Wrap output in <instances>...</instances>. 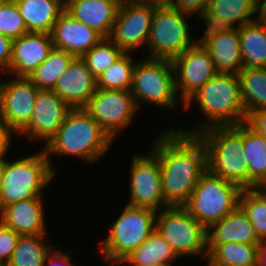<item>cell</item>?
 <instances>
[{
    "mask_svg": "<svg viewBox=\"0 0 266 266\" xmlns=\"http://www.w3.org/2000/svg\"><path fill=\"white\" fill-rule=\"evenodd\" d=\"M116 1H118L120 4L123 2V1H125V0H116Z\"/></svg>",
    "mask_w": 266,
    "mask_h": 266,
    "instance_id": "f907efd6",
    "label": "cell"
},
{
    "mask_svg": "<svg viewBox=\"0 0 266 266\" xmlns=\"http://www.w3.org/2000/svg\"><path fill=\"white\" fill-rule=\"evenodd\" d=\"M53 47L82 57L104 37L88 25L78 21L66 10L53 25L50 33Z\"/></svg>",
    "mask_w": 266,
    "mask_h": 266,
    "instance_id": "d6986e66",
    "label": "cell"
},
{
    "mask_svg": "<svg viewBox=\"0 0 266 266\" xmlns=\"http://www.w3.org/2000/svg\"><path fill=\"white\" fill-rule=\"evenodd\" d=\"M123 54L124 52L110 38H103L81 58L92 74L98 78Z\"/></svg>",
    "mask_w": 266,
    "mask_h": 266,
    "instance_id": "e575fe53",
    "label": "cell"
},
{
    "mask_svg": "<svg viewBox=\"0 0 266 266\" xmlns=\"http://www.w3.org/2000/svg\"><path fill=\"white\" fill-rule=\"evenodd\" d=\"M43 198L35 197L5 206L0 211V221L19 235H48Z\"/></svg>",
    "mask_w": 266,
    "mask_h": 266,
    "instance_id": "44dd1931",
    "label": "cell"
},
{
    "mask_svg": "<svg viewBox=\"0 0 266 266\" xmlns=\"http://www.w3.org/2000/svg\"><path fill=\"white\" fill-rule=\"evenodd\" d=\"M157 6L125 0L120 4L110 39L124 52L146 49Z\"/></svg>",
    "mask_w": 266,
    "mask_h": 266,
    "instance_id": "4fadbf2b",
    "label": "cell"
},
{
    "mask_svg": "<svg viewBox=\"0 0 266 266\" xmlns=\"http://www.w3.org/2000/svg\"><path fill=\"white\" fill-rule=\"evenodd\" d=\"M28 32L51 33L53 25L65 10L60 0H18L15 2Z\"/></svg>",
    "mask_w": 266,
    "mask_h": 266,
    "instance_id": "d4e9b609",
    "label": "cell"
},
{
    "mask_svg": "<svg viewBox=\"0 0 266 266\" xmlns=\"http://www.w3.org/2000/svg\"><path fill=\"white\" fill-rule=\"evenodd\" d=\"M207 151V169L241 189H248V164L243 156V123L212 126L197 134Z\"/></svg>",
    "mask_w": 266,
    "mask_h": 266,
    "instance_id": "277c9868",
    "label": "cell"
},
{
    "mask_svg": "<svg viewBox=\"0 0 266 266\" xmlns=\"http://www.w3.org/2000/svg\"><path fill=\"white\" fill-rule=\"evenodd\" d=\"M19 236L0 221V265L9 263Z\"/></svg>",
    "mask_w": 266,
    "mask_h": 266,
    "instance_id": "8d00e7d4",
    "label": "cell"
},
{
    "mask_svg": "<svg viewBox=\"0 0 266 266\" xmlns=\"http://www.w3.org/2000/svg\"><path fill=\"white\" fill-rule=\"evenodd\" d=\"M176 259L181 258L175 253L164 238L154 230L146 241L125 258L119 266H148L150 264L172 266Z\"/></svg>",
    "mask_w": 266,
    "mask_h": 266,
    "instance_id": "4316f807",
    "label": "cell"
},
{
    "mask_svg": "<svg viewBox=\"0 0 266 266\" xmlns=\"http://www.w3.org/2000/svg\"><path fill=\"white\" fill-rule=\"evenodd\" d=\"M142 154L131 158L127 205L158 212L169 207L162 192L159 160L149 149Z\"/></svg>",
    "mask_w": 266,
    "mask_h": 266,
    "instance_id": "7c38bea8",
    "label": "cell"
},
{
    "mask_svg": "<svg viewBox=\"0 0 266 266\" xmlns=\"http://www.w3.org/2000/svg\"><path fill=\"white\" fill-rule=\"evenodd\" d=\"M3 1L16 2L18 0H3Z\"/></svg>",
    "mask_w": 266,
    "mask_h": 266,
    "instance_id": "681fc988",
    "label": "cell"
},
{
    "mask_svg": "<svg viewBox=\"0 0 266 266\" xmlns=\"http://www.w3.org/2000/svg\"><path fill=\"white\" fill-rule=\"evenodd\" d=\"M13 39L0 34V75L8 74L12 58Z\"/></svg>",
    "mask_w": 266,
    "mask_h": 266,
    "instance_id": "f35d334b",
    "label": "cell"
},
{
    "mask_svg": "<svg viewBox=\"0 0 266 266\" xmlns=\"http://www.w3.org/2000/svg\"><path fill=\"white\" fill-rule=\"evenodd\" d=\"M237 77L246 119L253 112L266 109V67L242 68Z\"/></svg>",
    "mask_w": 266,
    "mask_h": 266,
    "instance_id": "f1b7e54d",
    "label": "cell"
},
{
    "mask_svg": "<svg viewBox=\"0 0 266 266\" xmlns=\"http://www.w3.org/2000/svg\"><path fill=\"white\" fill-rule=\"evenodd\" d=\"M26 33L28 30L16 3L0 0V34L14 40Z\"/></svg>",
    "mask_w": 266,
    "mask_h": 266,
    "instance_id": "d590c367",
    "label": "cell"
},
{
    "mask_svg": "<svg viewBox=\"0 0 266 266\" xmlns=\"http://www.w3.org/2000/svg\"><path fill=\"white\" fill-rule=\"evenodd\" d=\"M242 190L207 169L183 207L207 229L239 206Z\"/></svg>",
    "mask_w": 266,
    "mask_h": 266,
    "instance_id": "ba28073f",
    "label": "cell"
},
{
    "mask_svg": "<svg viewBox=\"0 0 266 266\" xmlns=\"http://www.w3.org/2000/svg\"><path fill=\"white\" fill-rule=\"evenodd\" d=\"M17 135L6 123L3 117L0 115V156H6L7 151L12 148L11 142L14 136Z\"/></svg>",
    "mask_w": 266,
    "mask_h": 266,
    "instance_id": "60d3db41",
    "label": "cell"
},
{
    "mask_svg": "<svg viewBox=\"0 0 266 266\" xmlns=\"http://www.w3.org/2000/svg\"><path fill=\"white\" fill-rule=\"evenodd\" d=\"M75 58V55L53 47L47 59L32 72L28 79L38 89L52 90L59 77L67 70Z\"/></svg>",
    "mask_w": 266,
    "mask_h": 266,
    "instance_id": "1f68e13d",
    "label": "cell"
},
{
    "mask_svg": "<svg viewBox=\"0 0 266 266\" xmlns=\"http://www.w3.org/2000/svg\"><path fill=\"white\" fill-rule=\"evenodd\" d=\"M243 156L248 164V189L266 187V138L243 122Z\"/></svg>",
    "mask_w": 266,
    "mask_h": 266,
    "instance_id": "484cf974",
    "label": "cell"
},
{
    "mask_svg": "<svg viewBox=\"0 0 266 266\" xmlns=\"http://www.w3.org/2000/svg\"><path fill=\"white\" fill-rule=\"evenodd\" d=\"M255 0H210L208 8L196 19L204 23L203 34L212 35L253 22Z\"/></svg>",
    "mask_w": 266,
    "mask_h": 266,
    "instance_id": "e0dca14e",
    "label": "cell"
},
{
    "mask_svg": "<svg viewBox=\"0 0 266 266\" xmlns=\"http://www.w3.org/2000/svg\"><path fill=\"white\" fill-rule=\"evenodd\" d=\"M246 123L266 138V109L253 112L246 119Z\"/></svg>",
    "mask_w": 266,
    "mask_h": 266,
    "instance_id": "b9f144b4",
    "label": "cell"
},
{
    "mask_svg": "<svg viewBox=\"0 0 266 266\" xmlns=\"http://www.w3.org/2000/svg\"><path fill=\"white\" fill-rule=\"evenodd\" d=\"M210 0H174L171 5L174 9L190 14L195 17H200L208 8Z\"/></svg>",
    "mask_w": 266,
    "mask_h": 266,
    "instance_id": "74e56055",
    "label": "cell"
},
{
    "mask_svg": "<svg viewBox=\"0 0 266 266\" xmlns=\"http://www.w3.org/2000/svg\"><path fill=\"white\" fill-rule=\"evenodd\" d=\"M48 238L47 235H20L6 266H43L45 258L54 248L52 243L47 244L53 241Z\"/></svg>",
    "mask_w": 266,
    "mask_h": 266,
    "instance_id": "4dcf8cb0",
    "label": "cell"
},
{
    "mask_svg": "<svg viewBox=\"0 0 266 266\" xmlns=\"http://www.w3.org/2000/svg\"><path fill=\"white\" fill-rule=\"evenodd\" d=\"M114 140L106 131L84 110L71 109L56 134L42 149L56 173V165L51 156H72L91 164L101 160L108 151H111Z\"/></svg>",
    "mask_w": 266,
    "mask_h": 266,
    "instance_id": "3957f363",
    "label": "cell"
},
{
    "mask_svg": "<svg viewBox=\"0 0 266 266\" xmlns=\"http://www.w3.org/2000/svg\"><path fill=\"white\" fill-rule=\"evenodd\" d=\"M227 242L260 243L251 222L240 206L207 228V244Z\"/></svg>",
    "mask_w": 266,
    "mask_h": 266,
    "instance_id": "cb8c5ba5",
    "label": "cell"
},
{
    "mask_svg": "<svg viewBox=\"0 0 266 266\" xmlns=\"http://www.w3.org/2000/svg\"><path fill=\"white\" fill-rule=\"evenodd\" d=\"M11 160L7 159L3 171L0 211L21 200L43 197V189L57 176L42 148L27 157Z\"/></svg>",
    "mask_w": 266,
    "mask_h": 266,
    "instance_id": "5b68a950",
    "label": "cell"
},
{
    "mask_svg": "<svg viewBox=\"0 0 266 266\" xmlns=\"http://www.w3.org/2000/svg\"><path fill=\"white\" fill-rule=\"evenodd\" d=\"M258 246L259 244L237 242L207 244L205 266H257Z\"/></svg>",
    "mask_w": 266,
    "mask_h": 266,
    "instance_id": "83f0119b",
    "label": "cell"
},
{
    "mask_svg": "<svg viewBox=\"0 0 266 266\" xmlns=\"http://www.w3.org/2000/svg\"><path fill=\"white\" fill-rule=\"evenodd\" d=\"M239 206L246 213L258 239L266 238V187L242 190Z\"/></svg>",
    "mask_w": 266,
    "mask_h": 266,
    "instance_id": "d6a6232c",
    "label": "cell"
},
{
    "mask_svg": "<svg viewBox=\"0 0 266 266\" xmlns=\"http://www.w3.org/2000/svg\"><path fill=\"white\" fill-rule=\"evenodd\" d=\"M257 266H266V238L262 239L258 246Z\"/></svg>",
    "mask_w": 266,
    "mask_h": 266,
    "instance_id": "ee69618b",
    "label": "cell"
},
{
    "mask_svg": "<svg viewBox=\"0 0 266 266\" xmlns=\"http://www.w3.org/2000/svg\"><path fill=\"white\" fill-rule=\"evenodd\" d=\"M7 159L8 158L6 156H0V190H1L3 171H4V168H5Z\"/></svg>",
    "mask_w": 266,
    "mask_h": 266,
    "instance_id": "bcb514c9",
    "label": "cell"
},
{
    "mask_svg": "<svg viewBox=\"0 0 266 266\" xmlns=\"http://www.w3.org/2000/svg\"><path fill=\"white\" fill-rule=\"evenodd\" d=\"M132 54L133 53H124L105 70L97 78V88L106 90H130L133 69L137 62V60L133 59L134 57Z\"/></svg>",
    "mask_w": 266,
    "mask_h": 266,
    "instance_id": "836d02e7",
    "label": "cell"
},
{
    "mask_svg": "<svg viewBox=\"0 0 266 266\" xmlns=\"http://www.w3.org/2000/svg\"><path fill=\"white\" fill-rule=\"evenodd\" d=\"M4 75L9 80L2 81ZM11 77L0 75V115L18 134L30 121L39 89L26 77Z\"/></svg>",
    "mask_w": 266,
    "mask_h": 266,
    "instance_id": "9a60e30c",
    "label": "cell"
},
{
    "mask_svg": "<svg viewBox=\"0 0 266 266\" xmlns=\"http://www.w3.org/2000/svg\"><path fill=\"white\" fill-rule=\"evenodd\" d=\"M138 109L143 103L175 111L178 104L184 108L175 86L172 61L165 59L140 58L134 66L130 88Z\"/></svg>",
    "mask_w": 266,
    "mask_h": 266,
    "instance_id": "52a82bcc",
    "label": "cell"
},
{
    "mask_svg": "<svg viewBox=\"0 0 266 266\" xmlns=\"http://www.w3.org/2000/svg\"><path fill=\"white\" fill-rule=\"evenodd\" d=\"M166 130V131H165ZM149 150L158 158L162 192L169 206H183L207 170V151L197 134L165 129Z\"/></svg>",
    "mask_w": 266,
    "mask_h": 266,
    "instance_id": "6da1fadb",
    "label": "cell"
},
{
    "mask_svg": "<svg viewBox=\"0 0 266 266\" xmlns=\"http://www.w3.org/2000/svg\"><path fill=\"white\" fill-rule=\"evenodd\" d=\"M52 48L48 33L28 32L14 39L8 74L28 78L47 59Z\"/></svg>",
    "mask_w": 266,
    "mask_h": 266,
    "instance_id": "ffe728a7",
    "label": "cell"
},
{
    "mask_svg": "<svg viewBox=\"0 0 266 266\" xmlns=\"http://www.w3.org/2000/svg\"><path fill=\"white\" fill-rule=\"evenodd\" d=\"M193 103L206 121L203 119L201 122L195 121L192 128L175 127V130L198 134L212 126H235L246 122L237 74L217 73L185 102L182 110L187 111L192 108Z\"/></svg>",
    "mask_w": 266,
    "mask_h": 266,
    "instance_id": "7a4b0ae2",
    "label": "cell"
},
{
    "mask_svg": "<svg viewBox=\"0 0 266 266\" xmlns=\"http://www.w3.org/2000/svg\"><path fill=\"white\" fill-rule=\"evenodd\" d=\"M71 108L53 90L39 89L29 123L16 135L43 142L56 134Z\"/></svg>",
    "mask_w": 266,
    "mask_h": 266,
    "instance_id": "2e32d148",
    "label": "cell"
},
{
    "mask_svg": "<svg viewBox=\"0 0 266 266\" xmlns=\"http://www.w3.org/2000/svg\"><path fill=\"white\" fill-rule=\"evenodd\" d=\"M148 266H167V265H164V264H150Z\"/></svg>",
    "mask_w": 266,
    "mask_h": 266,
    "instance_id": "7dc6e473",
    "label": "cell"
},
{
    "mask_svg": "<svg viewBox=\"0 0 266 266\" xmlns=\"http://www.w3.org/2000/svg\"><path fill=\"white\" fill-rule=\"evenodd\" d=\"M61 249H53L44 260L43 266H77L73 263L71 251L64 252Z\"/></svg>",
    "mask_w": 266,
    "mask_h": 266,
    "instance_id": "ab89813d",
    "label": "cell"
},
{
    "mask_svg": "<svg viewBox=\"0 0 266 266\" xmlns=\"http://www.w3.org/2000/svg\"><path fill=\"white\" fill-rule=\"evenodd\" d=\"M198 39L212 57L217 73L237 74L243 68L239 28Z\"/></svg>",
    "mask_w": 266,
    "mask_h": 266,
    "instance_id": "7402d4cb",
    "label": "cell"
},
{
    "mask_svg": "<svg viewBox=\"0 0 266 266\" xmlns=\"http://www.w3.org/2000/svg\"><path fill=\"white\" fill-rule=\"evenodd\" d=\"M188 17L190 14L172 6L156 7L145 57L172 61L189 47L194 46L199 39L198 37L195 39L191 32L192 26Z\"/></svg>",
    "mask_w": 266,
    "mask_h": 266,
    "instance_id": "9c48e42d",
    "label": "cell"
},
{
    "mask_svg": "<svg viewBox=\"0 0 266 266\" xmlns=\"http://www.w3.org/2000/svg\"><path fill=\"white\" fill-rule=\"evenodd\" d=\"M64 5L67 3V0H60Z\"/></svg>",
    "mask_w": 266,
    "mask_h": 266,
    "instance_id": "c3c4849f",
    "label": "cell"
},
{
    "mask_svg": "<svg viewBox=\"0 0 266 266\" xmlns=\"http://www.w3.org/2000/svg\"><path fill=\"white\" fill-rule=\"evenodd\" d=\"M84 110L116 141L140 109L130 90L97 88Z\"/></svg>",
    "mask_w": 266,
    "mask_h": 266,
    "instance_id": "8fae6325",
    "label": "cell"
},
{
    "mask_svg": "<svg viewBox=\"0 0 266 266\" xmlns=\"http://www.w3.org/2000/svg\"><path fill=\"white\" fill-rule=\"evenodd\" d=\"M120 3L116 0H67L65 10L78 21L109 38Z\"/></svg>",
    "mask_w": 266,
    "mask_h": 266,
    "instance_id": "603a6c76",
    "label": "cell"
},
{
    "mask_svg": "<svg viewBox=\"0 0 266 266\" xmlns=\"http://www.w3.org/2000/svg\"><path fill=\"white\" fill-rule=\"evenodd\" d=\"M71 108H84L97 90V78L81 57H76L52 89Z\"/></svg>",
    "mask_w": 266,
    "mask_h": 266,
    "instance_id": "ac0fdd59",
    "label": "cell"
},
{
    "mask_svg": "<svg viewBox=\"0 0 266 266\" xmlns=\"http://www.w3.org/2000/svg\"><path fill=\"white\" fill-rule=\"evenodd\" d=\"M179 257H208L207 229L183 206L157 212L156 229Z\"/></svg>",
    "mask_w": 266,
    "mask_h": 266,
    "instance_id": "30bf717a",
    "label": "cell"
},
{
    "mask_svg": "<svg viewBox=\"0 0 266 266\" xmlns=\"http://www.w3.org/2000/svg\"><path fill=\"white\" fill-rule=\"evenodd\" d=\"M172 64L176 92L183 104L217 74L212 57L200 41L173 59Z\"/></svg>",
    "mask_w": 266,
    "mask_h": 266,
    "instance_id": "5bb4252c",
    "label": "cell"
},
{
    "mask_svg": "<svg viewBox=\"0 0 266 266\" xmlns=\"http://www.w3.org/2000/svg\"><path fill=\"white\" fill-rule=\"evenodd\" d=\"M121 211L109 224L107 237L98 245L106 266L119 265L156 229L157 211L127 204Z\"/></svg>",
    "mask_w": 266,
    "mask_h": 266,
    "instance_id": "8992f818",
    "label": "cell"
},
{
    "mask_svg": "<svg viewBox=\"0 0 266 266\" xmlns=\"http://www.w3.org/2000/svg\"><path fill=\"white\" fill-rule=\"evenodd\" d=\"M253 22L266 28V0H255Z\"/></svg>",
    "mask_w": 266,
    "mask_h": 266,
    "instance_id": "7bdbcfd3",
    "label": "cell"
},
{
    "mask_svg": "<svg viewBox=\"0 0 266 266\" xmlns=\"http://www.w3.org/2000/svg\"><path fill=\"white\" fill-rule=\"evenodd\" d=\"M243 68L266 67V28L254 22L239 27Z\"/></svg>",
    "mask_w": 266,
    "mask_h": 266,
    "instance_id": "f546056e",
    "label": "cell"
},
{
    "mask_svg": "<svg viewBox=\"0 0 266 266\" xmlns=\"http://www.w3.org/2000/svg\"><path fill=\"white\" fill-rule=\"evenodd\" d=\"M134 1L138 3L150 4L157 7H162V6H171L174 0H134Z\"/></svg>",
    "mask_w": 266,
    "mask_h": 266,
    "instance_id": "f6af8a7d",
    "label": "cell"
}]
</instances>
